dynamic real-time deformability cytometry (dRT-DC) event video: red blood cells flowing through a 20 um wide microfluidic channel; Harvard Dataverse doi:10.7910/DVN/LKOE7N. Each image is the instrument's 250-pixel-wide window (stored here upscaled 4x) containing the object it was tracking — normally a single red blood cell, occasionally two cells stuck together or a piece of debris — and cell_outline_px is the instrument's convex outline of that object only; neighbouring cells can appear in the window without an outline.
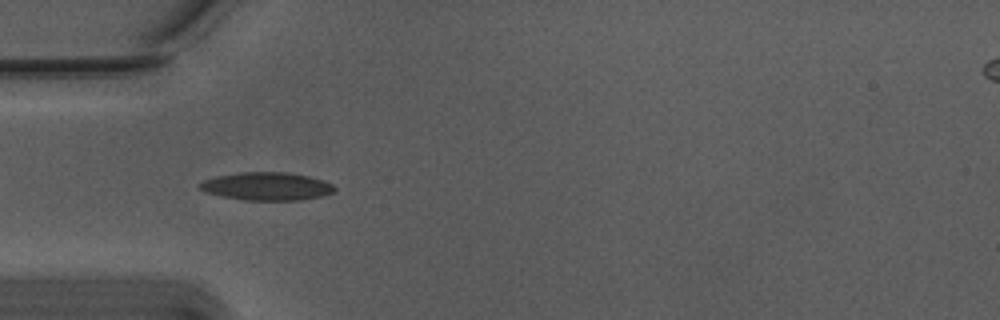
{"species": "Egyptian fruit bat (a non-hibernating species)", "species_latin": "Rousettus aegyptiacus", "temperature_condition": "warm", "stored_images_in_passage": 12, "camera_frame_rate_fps": 3000, "um_per_image_px": 0.085, "animal": {"sex": "male"}, "frame": {"image": 1, "passage_image": 6, "time_ms": 1.667, "image_size_px": [1000, 320], "cell_outline_px": [[336, 188], [332, 192], [324, 196], [300, 200], [244, 200], [204, 192], [200, 188], [200, 184], [204, 180], [216, 176], [240, 172], [288, 172], [308, 176], [324, 180], [332, 184]], "centroid_in_image_um": [22.71, 15.83], "position_along_channel_um": 62.3, "area_um2": 21.96}}